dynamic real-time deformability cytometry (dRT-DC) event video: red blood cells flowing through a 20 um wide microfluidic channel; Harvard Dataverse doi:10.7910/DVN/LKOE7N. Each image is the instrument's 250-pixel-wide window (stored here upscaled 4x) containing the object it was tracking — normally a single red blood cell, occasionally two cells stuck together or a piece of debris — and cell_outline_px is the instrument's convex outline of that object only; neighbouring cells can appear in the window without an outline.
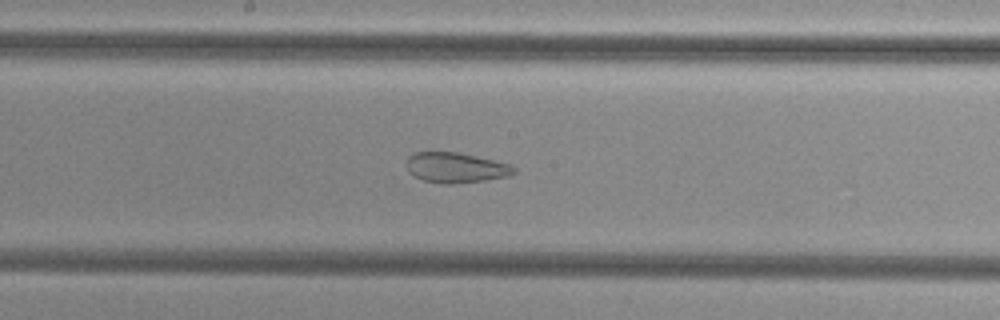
{"species": "common noctule bat (a hibernating species)", "species_latin": "Nyctalus noctula", "temperature_condition": "cold", "stored_images_in_passage": 45, "camera_frame_rate_fps": 3000, "um_per_image_px": 0.085, "animal": {"sex": "female", "body_mass_g": 29.2, "forearm_length_mm": 56.3}, "frame": {"image": 1, "passage_image": 20, "time_ms": 6.333, "image_size_px": [1000, 320], "cell_outline_px": [[516, 172], [508, 176], [484, 180], [456, 184], [444, 184], [424, 180], [412, 176], [408, 172], [408, 156], [416, 152], [456, 152], [512, 164], [516, 168]], "centroid_in_image_um": [38.75, 14.26], "position_along_channel_um": 209.4, "area_um2": 18.9}}
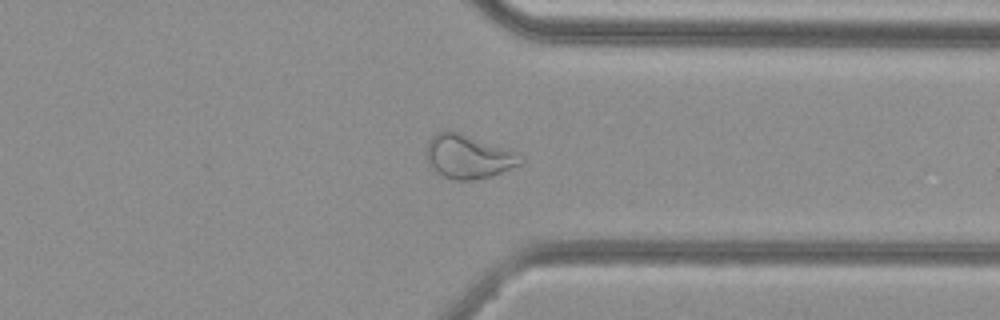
{"frame": {"image": 2, "passage_image": 33, "time_ms": 10.667, "image_size_px": [1000, 320], "cell_outline_px": [[524, 160], [520, 164], [492, 176], [472, 180], [456, 180], [444, 176], [436, 172], [428, 164], [428, 140], [436, 132], [448, 128], [524, 156]], "centroid_in_image_um": [39.77, 13.3], "position_along_channel_um": 371.6, "area_um2": 23.7}}
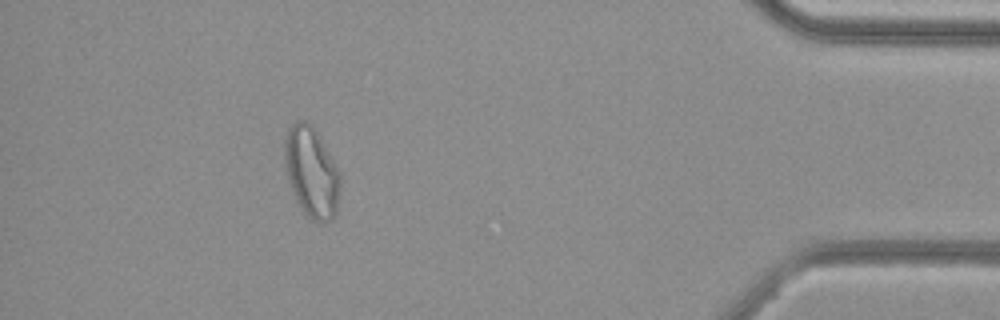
{"frame": {"image": 3, "passage_image": 40, "time_ms": 13.0, "image_size_px": [1000, 320], "cell_outline_px": [[340, 192], [336, 212], [332, 220], [312, 220], [304, 212], [296, 200], [288, 180], [284, 156], [284, 140], [288, 128], [296, 120], [304, 120], [316, 132], [340, 172]], "centroid_in_image_um": [26.47, 14.63], "position_along_channel_um": 408.7, "area_um2": 28.84}, "authors_computed_cell_mechanics": {"area_um2": 26.1256, "velocity_mm_per_s": 3.765, "shape_relaxation_time_tau1_ms": null, "shape_relaxation_time_tau2_ms": 1.448, "deformation_change_tau1": null, "deformation_change_tau2": 0.0825}}